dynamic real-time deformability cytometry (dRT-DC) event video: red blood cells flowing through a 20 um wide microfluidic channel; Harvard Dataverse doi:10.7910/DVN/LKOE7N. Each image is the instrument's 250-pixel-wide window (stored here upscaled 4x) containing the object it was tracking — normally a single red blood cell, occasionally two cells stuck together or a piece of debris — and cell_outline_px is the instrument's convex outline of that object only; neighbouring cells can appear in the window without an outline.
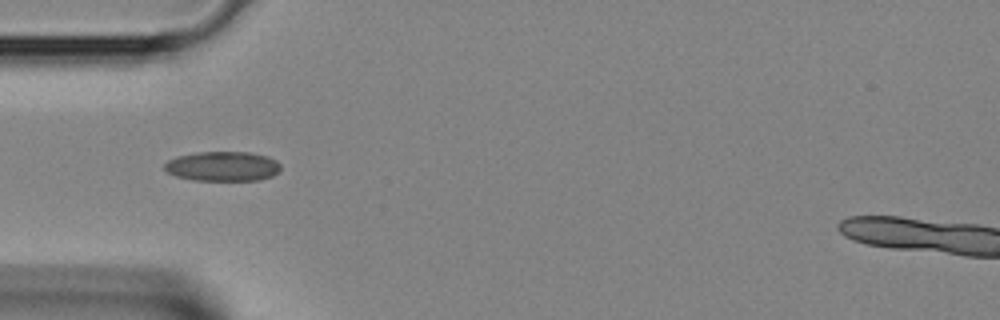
{"species": "Egyptian fruit bat (a non-hibernating species)", "species_latin": "Rousettus aegyptiacus", "temperature_condition": "room temperature", "stored_images_in_passage": 29, "segment_of_instrument_passage": [1, 2], "camera_frame_rate_fps": 3000, "um_per_image_px": 0.085, "animal": {"sex": "female"}, "frame": {"image": 1, "passage_image": 1, "time_ms": 0.0, "image_size_px": [1000, 320], "cell_outline_px": [[280, 172], [272, 176], [260, 180], [192, 180], [176, 176], [168, 172], [164, 168], [164, 164], [168, 160], [176, 156], [196, 152], [248, 152], [268, 156], [276, 160], [280, 164]], "centroid_in_image_um": [18.94, 14.13], "position_along_channel_um": 66.1, "area_um2": 20.23}}
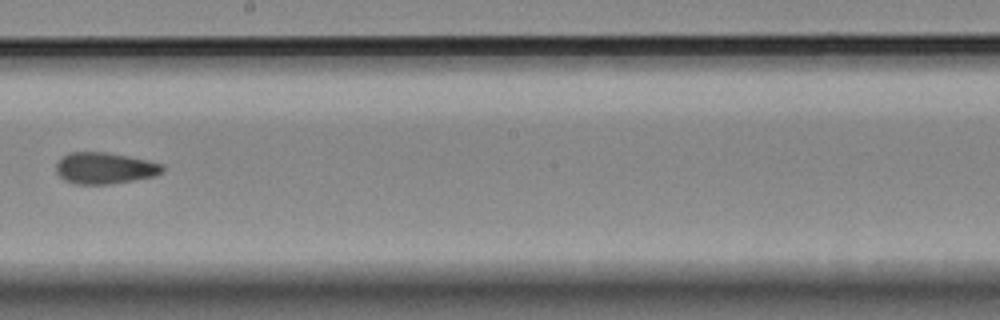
{"frame": {"image": 2, "passage_image": 11, "time_ms": 3.333, "image_size_px": [1000, 320], "cell_outline_px": [[164, 172], [156, 176], [108, 184], [76, 184], [64, 180], [56, 172], [56, 164], [68, 152], [108, 152], [128, 156], [164, 164]], "centroid_in_image_um": [8.92, 14.29], "position_along_channel_um": 239.3, "area_um2": 19.48}}
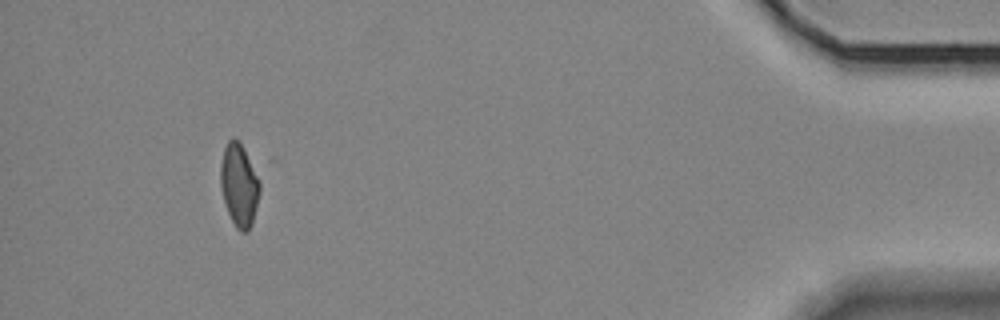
{"frame": {"image": 3, "passage_image": 25, "time_ms": 8.0, "image_size_px": [1000, 320], "cell_outline_px": [[260, 192], [252, 224], [248, 232], [240, 232], [236, 228], [228, 212], [220, 188], [220, 164], [224, 148], [228, 140], [232, 136], [240, 140], [244, 148], [260, 184]], "centroid_in_image_um": [20.31, 15.71], "position_along_channel_um": 414.9, "area_um2": 18.96}}